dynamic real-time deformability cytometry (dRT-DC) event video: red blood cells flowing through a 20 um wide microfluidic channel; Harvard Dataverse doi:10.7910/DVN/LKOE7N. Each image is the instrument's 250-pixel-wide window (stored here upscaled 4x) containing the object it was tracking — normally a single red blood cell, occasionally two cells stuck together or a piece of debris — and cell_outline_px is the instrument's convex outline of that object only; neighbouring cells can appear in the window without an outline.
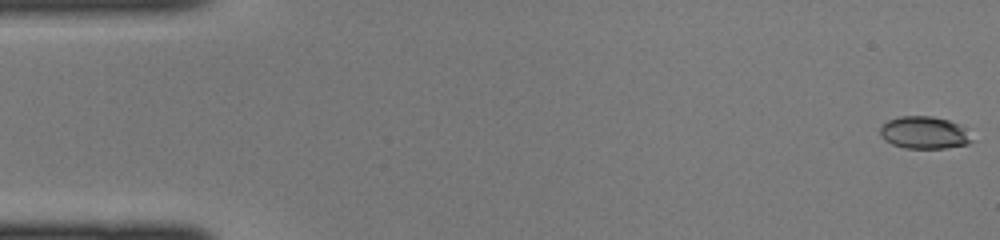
{"species": "common noctule bat (a hibernating species)", "species_latin": "Nyctalus noctula", "temperature_condition": "cold", "stored_images_in_passage": 44, "camera_frame_rate_fps": 3000, "um_per_image_px": 0.085, "animal": {"sex": "female", "body_mass_g": 22.0, "forearm_length_mm": 56.7}, "frame": {"image": 1, "passage_image": 1, "time_ms": 0.0, "image_size_px": [1000, 240], "cell_outline_px": [[972, 140], [968, 144], [944, 148], [904, 148], [892, 144], [884, 140], [880, 136], [880, 128], [888, 120], [900, 116], [932, 116], [948, 120], [956, 124]], "centroid_in_image_um": [78.47, 11.28], "position_along_channel_um": 6.5, "area_um2": 16.88}}
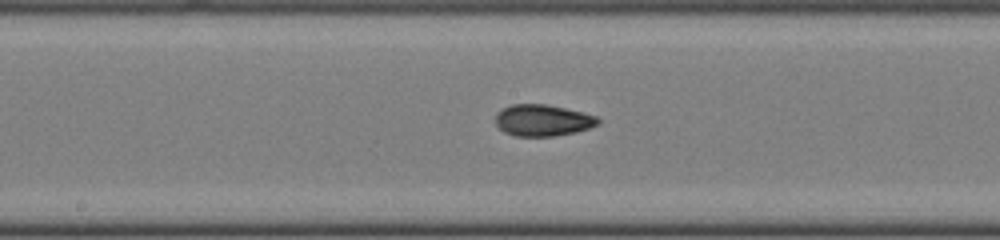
{"frame": {"image": 2, "passage_image": 23, "time_ms": 7.333, "image_size_px": [1000, 240], "cell_outline_px": [[600, 124], [576, 132], [556, 136], [516, 136], [504, 132], [496, 124], [496, 112], [512, 104], [544, 104], [564, 108], [596, 116], [600, 120]], "centroid_in_image_um": [46.12, 10.23], "position_along_channel_um": 202.1, "area_um2": 18.73}}
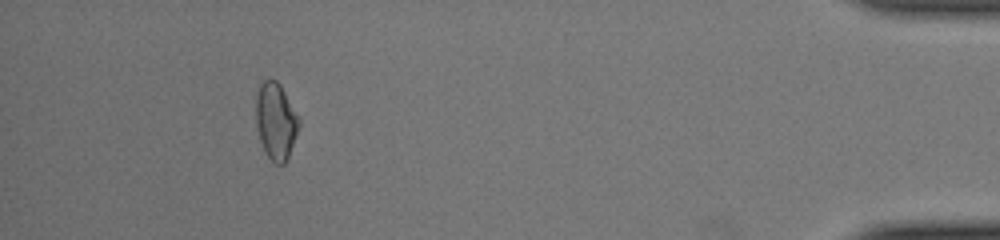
{"frame": {"image": 3, "passage_image": 41, "time_ms": 13.333, "image_size_px": [1000, 240], "cell_outline_px": [[300, 124], [288, 160], [284, 164], [276, 164], [264, 152], [260, 140], [256, 124], [256, 92], [260, 84], [264, 80], [276, 80], [280, 84], [300, 120]], "centroid_in_image_um": [23.44, 10.31], "position_along_channel_um": 411.8, "area_um2": 19.25}}